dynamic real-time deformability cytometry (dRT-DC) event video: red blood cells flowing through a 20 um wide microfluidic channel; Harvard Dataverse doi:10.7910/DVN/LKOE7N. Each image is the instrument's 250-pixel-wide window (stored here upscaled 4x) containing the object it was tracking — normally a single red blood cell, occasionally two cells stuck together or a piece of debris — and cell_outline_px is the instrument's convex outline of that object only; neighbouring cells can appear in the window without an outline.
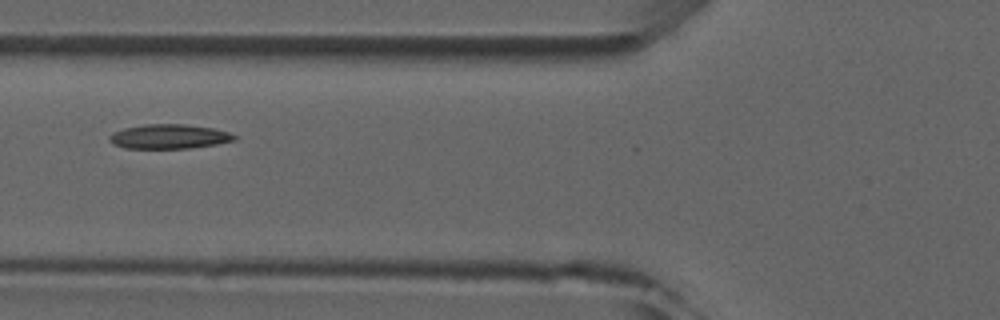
{"species": "common noctule bat (a hibernating species)", "species_latin": "Nyctalus noctula", "temperature_condition": "room temperature", "stored_images_in_passage": 4, "camera_frame_rate_fps": 3000, "um_per_image_px": 0.085, "animal": {"sex": "male", "forearm_length_mm": 52.5}, "frame": {"image": 1, "passage_image": 3, "time_ms": 3.333, "image_size_px": [1000, 320], "cell_outline_px": [[236, 140], [216, 144], [188, 148], [124, 148], [112, 144], [108, 140], [108, 136], [112, 132], [124, 128], [144, 124], [184, 124], [212, 128], [228, 132], [236, 136]], "centroid_in_image_um": [14.31, 11.6], "position_along_channel_um": 111.5, "area_um2": 17.8}}
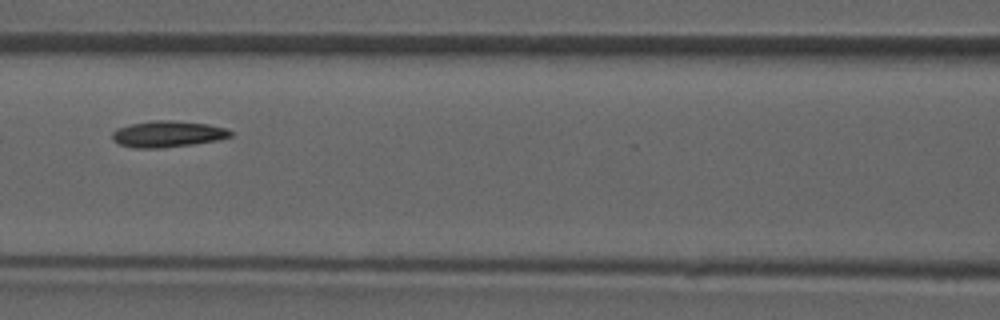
{"frame": {"image": 2, "passage_image": 4, "time_ms": 4.333, "image_size_px": [1000, 320], "cell_outline_px": [[232, 136], [216, 140], [192, 144], [160, 148], [136, 148], [120, 144], [112, 140], [112, 132], [116, 128], [132, 124], [152, 120], [168, 120], [208, 124], [224, 128], [232, 132]], "centroid_in_image_um": [14.21, 11.39], "position_along_channel_um": 152.4, "area_um2": 17.92}}